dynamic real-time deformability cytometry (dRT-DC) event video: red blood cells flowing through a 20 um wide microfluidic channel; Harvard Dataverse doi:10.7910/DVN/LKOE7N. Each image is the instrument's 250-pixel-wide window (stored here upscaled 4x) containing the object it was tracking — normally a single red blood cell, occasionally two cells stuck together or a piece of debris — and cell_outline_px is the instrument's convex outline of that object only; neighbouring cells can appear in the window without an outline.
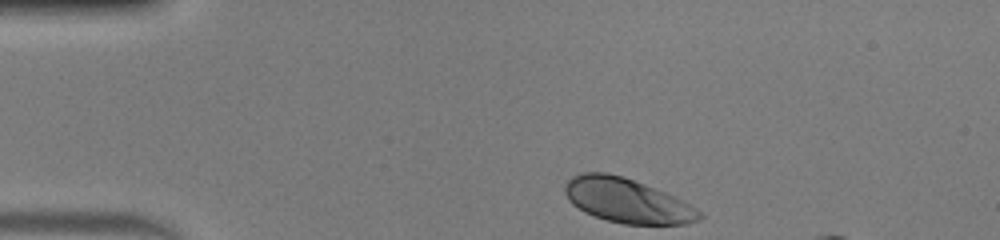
{"species": "human", "species_latin": "Homo sapiens", "temperature_condition": "warm", "stored_images_in_passage": 34, "camera_frame_rate_fps": 3000, "um_per_image_px": 0.085, "donor": {"sex": "male"}, "frame": {"image": 1, "passage_image": 1, "time_ms": 0.0, "image_size_px": [1000, 240], "cell_outline_px": [[704, 216], [700, 220], [688, 224], [624, 224], [608, 220], [584, 212], [572, 204], [568, 200], [564, 192], [564, 184], [572, 176], [580, 172], [608, 172], [624, 176], [664, 192], [696, 208]], "centroid_in_image_um": [53.26, 17.04], "position_along_channel_um": 31.7, "area_um2": 34.74}}
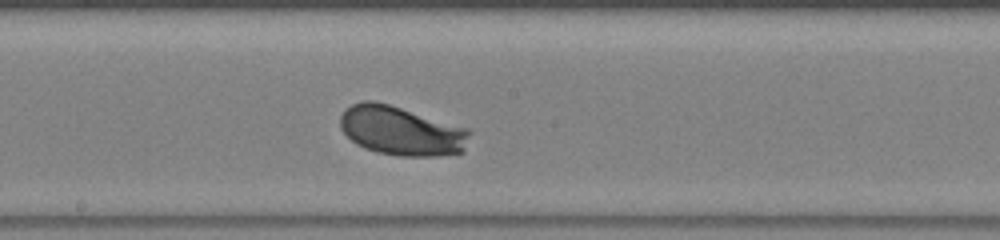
{"frame": {"image": 2, "passage_image": 19, "time_ms": 6.0, "image_size_px": [1000, 240], "cell_outline_px": [[472, 132], [464, 152], [436, 156], [400, 156], [376, 152], [364, 148], [356, 144], [340, 128], [340, 116], [344, 108], [360, 100], [372, 100], [388, 104], [468, 128]], "centroid_in_image_um": [34.1, 11.12], "position_along_channel_um": 214.1, "area_um2": 37.28}}
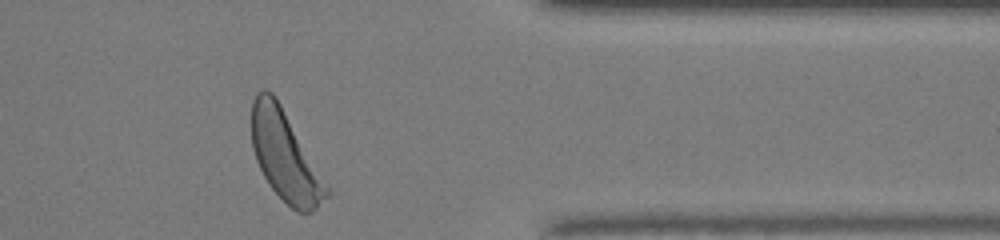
{"frame": {"image": 3, "passage_image": 33, "time_ms": 10.667, "image_size_px": [1000, 240], "cell_outline_px": [[332, 196], [312, 212], [296, 212], [268, 184], [256, 160], [252, 148], [252, 100], [256, 92], [260, 88], [268, 88], [276, 96], [332, 192]], "centroid_in_image_um": [24.25, 13.25], "position_along_channel_um": 387.2, "area_um2": 39.36}, "authors_computed_cell_mechanics": {"area_um2": 36.0094, "velocity_mm_per_s": 4.0439, "shape_relaxation_time_tau1_ms": 1.5146, "shape_relaxation_time_tau2_ms": null, "deformation_change_tau1": 0.123, "deformation_change_tau2": null}}